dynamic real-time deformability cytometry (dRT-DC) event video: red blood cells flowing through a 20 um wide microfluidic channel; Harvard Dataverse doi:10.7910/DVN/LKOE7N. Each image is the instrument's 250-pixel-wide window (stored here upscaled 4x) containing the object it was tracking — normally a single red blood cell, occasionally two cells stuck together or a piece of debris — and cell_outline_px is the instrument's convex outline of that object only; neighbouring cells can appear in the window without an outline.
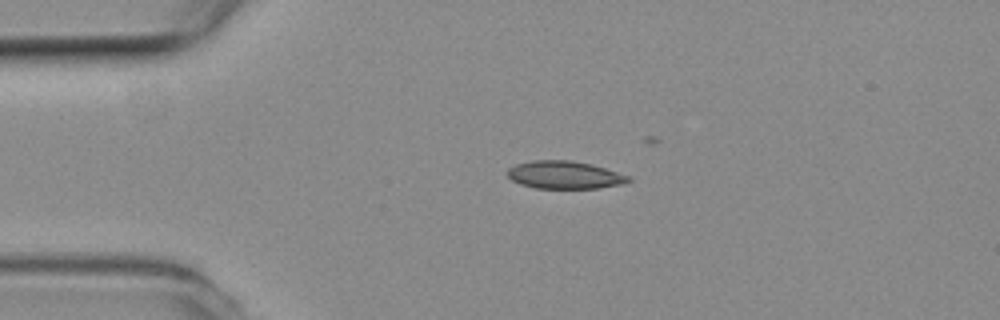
{"species": "common noctule bat (a hibernating species)", "species_latin": "Nyctalus noctula", "temperature_condition": "room temperature", "stored_images_in_passage": 8, "camera_frame_rate_fps": 3000, "um_per_image_px": 0.085, "animal": {"sex": "female", "body_mass_g": 19.3, "forearm_length_mm": 54.1}, "frame": {"image": 1, "passage_image": 1, "time_ms": 0.0, "image_size_px": [1000, 320], "cell_outline_px": [[632, 180], [620, 184], [596, 188], [536, 188], [520, 184], [512, 180], [508, 176], [508, 168], [516, 164], [532, 160], [572, 160], [604, 168], [628, 176]], "centroid_in_image_um": [47.93, 14.86], "position_along_channel_um": 37.1, "area_um2": 19.25}}
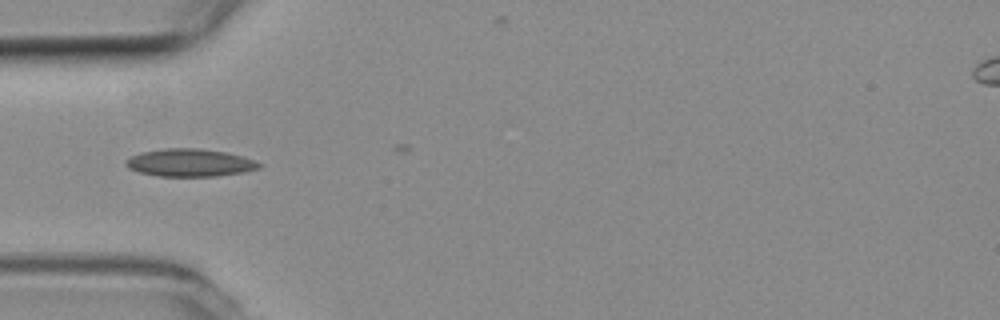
{"frame": {"image": 2, "passage_image": 6, "time_ms": 1.667, "image_size_px": [1000, 320], "cell_outline_px": [[264, 164], [260, 168], [244, 172], [216, 176], [156, 176], [140, 172], [128, 168], [124, 164], [124, 160], [140, 152], [164, 148], [200, 148], [224, 152], [240, 156]], "centroid_in_image_um": [16.1, 13.83], "position_along_channel_um": 68.9, "area_um2": 21.5}}